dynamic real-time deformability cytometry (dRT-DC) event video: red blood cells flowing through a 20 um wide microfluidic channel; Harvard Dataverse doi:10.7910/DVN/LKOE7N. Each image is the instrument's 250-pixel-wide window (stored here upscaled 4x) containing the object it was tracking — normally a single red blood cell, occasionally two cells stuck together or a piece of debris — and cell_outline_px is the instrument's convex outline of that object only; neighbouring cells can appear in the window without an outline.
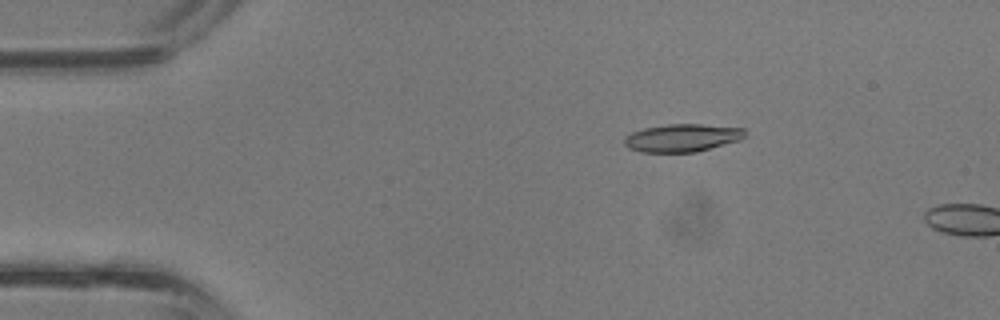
{"species": "common noctule bat (a hibernating species)", "species_latin": "Nyctalus noctula", "temperature_condition": "room temperature", "stored_images_in_passage": 9, "camera_frame_rate_fps": 3000, "um_per_image_px": 0.085, "animal": {"sex": "male", "body_mass_g": 13.3}, "frame": {"image": 1, "passage_image": 7, "time_ms": 2.0, "image_size_px": [1000, 320], "cell_outline_px": [[744, 136], [740, 140], [696, 152], [640, 152], [628, 148], [624, 144], [624, 136], [632, 132], [644, 128], [668, 124], [700, 124], [744, 128]], "centroid_in_image_um": [57.95, 11.72], "position_along_channel_um": 27.1, "area_um2": 19.54}}